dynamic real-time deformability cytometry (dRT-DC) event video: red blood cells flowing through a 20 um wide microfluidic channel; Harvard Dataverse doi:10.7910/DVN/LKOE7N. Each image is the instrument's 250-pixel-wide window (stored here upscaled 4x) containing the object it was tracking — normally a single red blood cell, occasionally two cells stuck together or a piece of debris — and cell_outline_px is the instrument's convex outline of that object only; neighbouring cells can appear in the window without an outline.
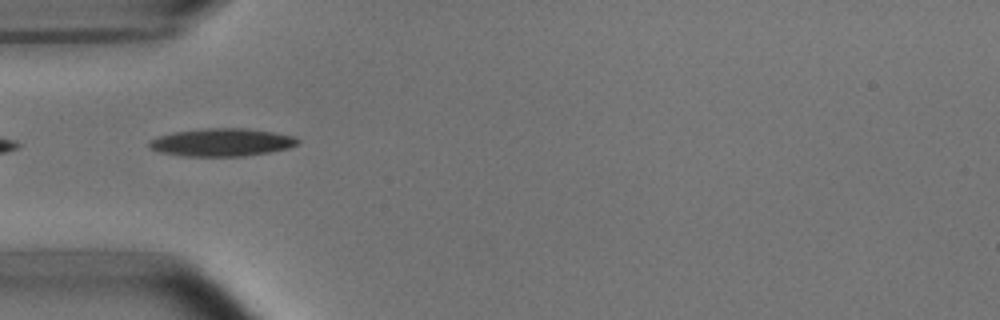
{"species": "common noctule bat (a hibernating species)", "species_latin": "Nyctalus noctula", "temperature_condition": "room temperature", "stored_images_in_passage": 7, "camera_frame_rate_fps": 3000, "um_per_image_px": 0.085, "animal": {"sex": "male", "body_mass_g": 15.6}, "frame": {"image": 1, "passage_image": 1, "time_ms": 0.0, "image_size_px": [1000, 320], "cell_outline_px": [[300, 140], [296, 144], [288, 148], [268, 152], [244, 156], [184, 156], [160, 152], [152, 148], [148, 144], [156, 136], [172, 132], [204, 128], [244, 128], [272, 132], [292, 136]], "centroid_in_image_um": [18.82, 12.09], "position_along_channel_um": 66.2, "area_um2": 23.87}}